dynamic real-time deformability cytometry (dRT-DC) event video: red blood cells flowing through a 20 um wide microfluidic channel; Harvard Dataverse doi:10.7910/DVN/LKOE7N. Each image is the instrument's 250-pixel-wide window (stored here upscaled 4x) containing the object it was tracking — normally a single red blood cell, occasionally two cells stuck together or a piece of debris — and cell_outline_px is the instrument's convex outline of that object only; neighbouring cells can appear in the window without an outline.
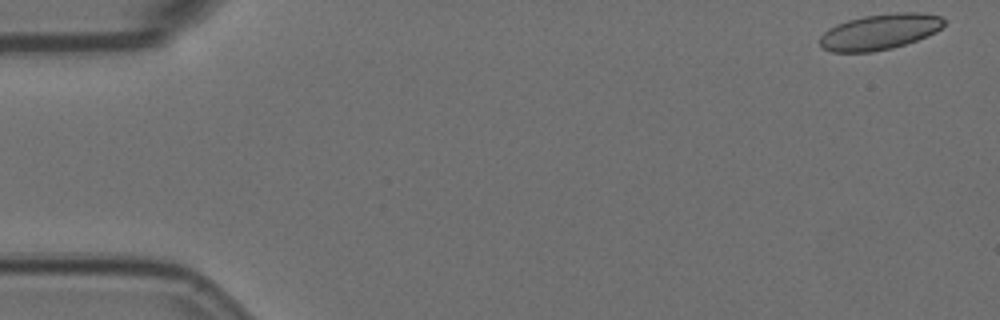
{"species": "Egyptian fruit bat (a non-hibernating species)", "species_latin": "Rousettus aegyptiacus", "temperature_condition": "room temperature", "stored_images_in_passage": 10, "camera_frame_rate_fps": 3000, "um_per_image_px": 0.085, "animal": {"sex": "female"}, "frame": {"image": 1, "passage_image": 1, "time_ms": 0.0, "image_size_px": [1000, 320], "cell_outline_px": [[944, 24], [936, 32], [928, 36], [892, 48], [872, 52], [832, 52], [824, 48], [820, 44], [820, 36], [828, 28], [836, 24], [848, 20], [864, 16], [896, 12], [920, 12], [940, 16], [944, 20]], "centroid_in_image_um": [74.77, 2.7], "position_along_channel_um": 10.2, "area_um2": 25.78}}
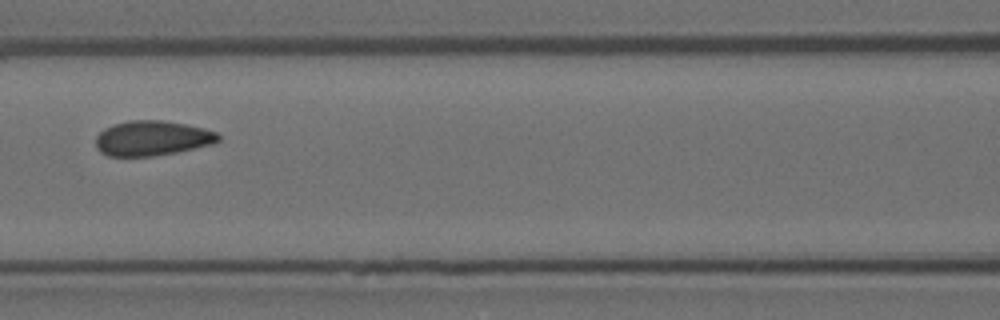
{"frame": {"image": 2, "passage_image": 8, "time_ms": 2.333, "image_size_px": [1000, 320], "cell_outline_px": [[220, 140], [212, 144], [176, 152], [152, 156], [108, 156], [100, 152], [96, 148], [96, 136], [104, 128], [112, 124], [128, 120], [164, 120], [204, 128], [216, 132], [220, 136]], "centroid_in_image_um": [12.9, 11.74], "position_along_channel_um": 153.7, "area_um2": 25.03}}
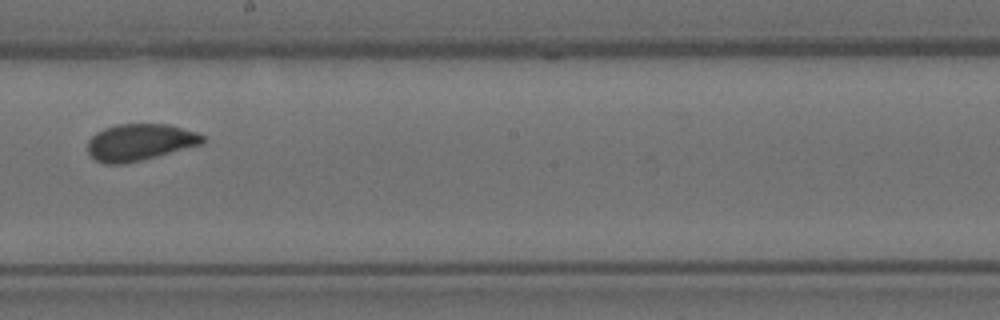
{"frame": {"image": 3, "passage_image": 10, "time_ms": 3.0, "image_size_px": [1000, 320], "cell_outline_px": [[204, 144], [124, 164], [104, 164], [96, 160], [88, 152], [88, 140], [96, 132], [104, 128], [116, 124], [168, 124], [196, 132], [204, 136]], "centroid_in_image_um": [11.88, 12.08], "position_along_channel_um": 236.3, "area_um2": 24.57}}